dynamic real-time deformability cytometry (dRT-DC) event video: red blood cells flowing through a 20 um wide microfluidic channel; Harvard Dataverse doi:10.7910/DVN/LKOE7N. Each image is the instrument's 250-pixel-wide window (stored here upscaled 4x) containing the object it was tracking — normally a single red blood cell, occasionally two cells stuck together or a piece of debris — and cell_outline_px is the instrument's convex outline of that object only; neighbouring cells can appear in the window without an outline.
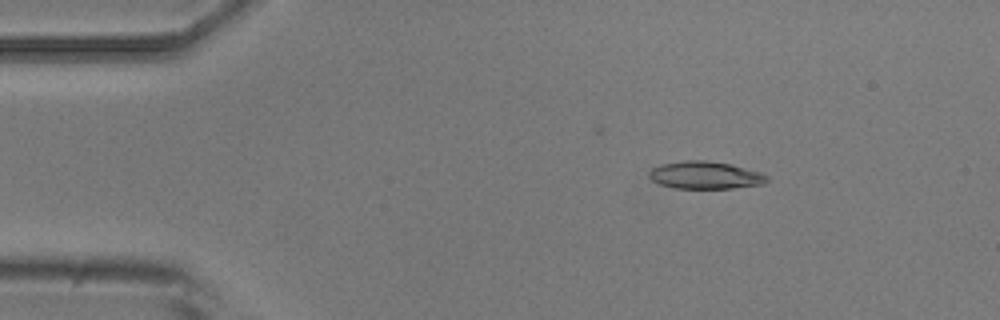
{"species": "common noctule bat (a hibernating species)", "species_latin": "Nyctalus noctula", "temperature_condition": "room temperature", "stored_images_in_passage": 3, "camera_frame_rate_fps": 3000, "um_per_image_px": 0.085, "animal": {"sex": "male", "body_mass_g": 20.5, "forearm_length_mm": 52.5}, "frame": {"image": 1, "passage_image": 2, "time_ms": 1.0, "image_size_px": [1000, 320], "cell_outline_px": [[768, 180], [764, 184], [732, 188], [676, 188], [660, 184], [652, 180], [648, 176], [648, 172], [652, 168], [660, 164], [684, 160], [704, 160], [732, 164], [760, 172], [768, 176]], "centroid_in_image_um": [59.94, 14.88], "position_along_channel_um": 25.1, "area_um2": 18.96}}